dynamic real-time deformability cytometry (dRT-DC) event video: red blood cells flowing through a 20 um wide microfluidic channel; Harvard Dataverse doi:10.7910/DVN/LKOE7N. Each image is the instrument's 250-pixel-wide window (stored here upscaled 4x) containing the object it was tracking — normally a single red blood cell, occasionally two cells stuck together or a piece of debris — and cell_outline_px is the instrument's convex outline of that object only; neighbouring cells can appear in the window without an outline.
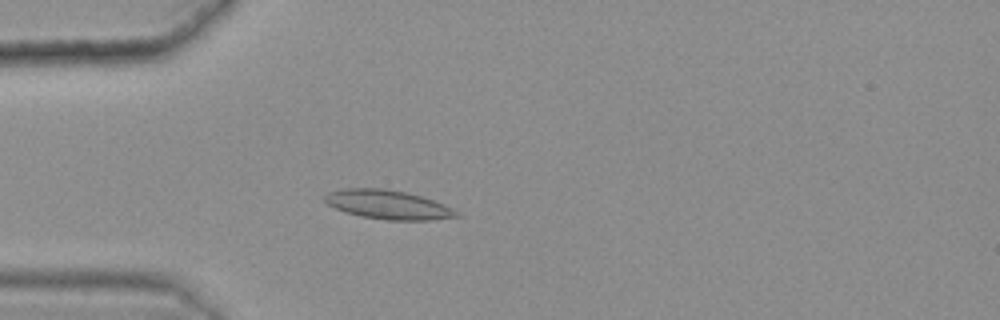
{"species": "common noctule bat (a hibernating species)", "species_latin": "Nyctalus noctula", "temperature_condition": "warm", "stored_images_in_passage": 44, "camera_frame_rate_fps": 3000, "um_per_image_px": 0.085, "animal": {"sex": "female", "body_mass_g": 25.1}, "frame": {"image": 1, "passage_image": 13, "time_ms": 4.0, "image_size_px": [1000, 320], "cell_outline_px": [[460, 216], [432, 220], [388, 220], [360, 216], [344, 212], [328, 204], [324, 200], [324, 196], [328, 192], [344, 188], [384, 188], [404, 192], [420, 196], [444, 204], [460, 212]], "centroid_in_image_um": [32.98, 17.4], "position_along_channel_um": 52.0, "area_um2": 22.25}}
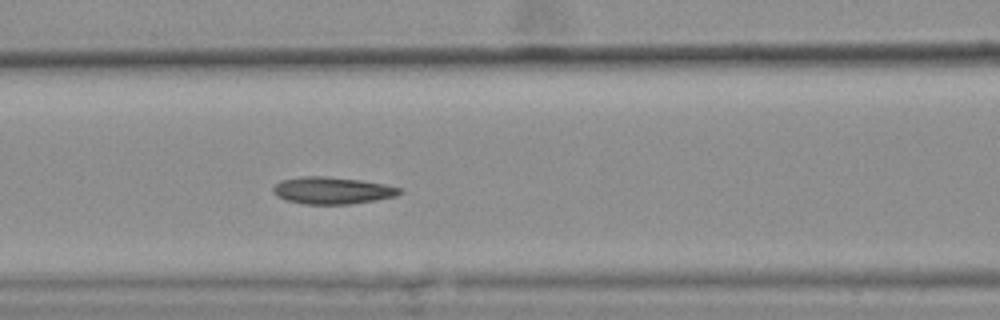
{"frame": {"image": 2, "passage_image": 21, "time_ms": 6.667, "image_size_px": [1000, 320], "cell_outline_px": [[404, 192], [396, 196], [376, 200], [352, 204], [304, 204], [284, 200], [276, 196], [272, 192], [272, 188], [280, 180], [304, 176], [324, 176], [360, 180], [384, 184], [400, 188]], "centroid_in_image_um": [28.22, 16.2], "position_along_channel_um": 138.4, "area_um2": 20.06}}
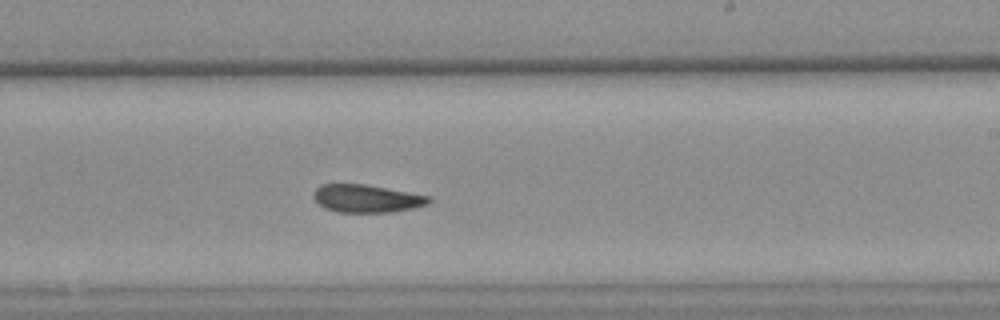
{"frame": {"image": 3, "passage_image": 31, "time_ms": 10.0, "image_size_px": [1000, 320], "cell_outline_px": [[432, 200], [428, 204], [412, 208], [392, 212], [336, 212], [324, 208], [312, 196], [316, 188], [320, 184], [364, 184], [408, 192], [428, 196]], "centroid_in_image_um": [31.13, 16.88], "position_along_channel_um": 257.9, "area_um2": 18.55}, "authors_computed_cell_mechanics": {"area_um2": 19.7965, "velocity_mm_per_s": 3.5936, "shape_relaxation_time_tau1_ms": null, "shape_relaxation_time_tau2_ms": 2.789, "deformation_change_tau1": null, "deformation_change_tau2": 0.0746}}